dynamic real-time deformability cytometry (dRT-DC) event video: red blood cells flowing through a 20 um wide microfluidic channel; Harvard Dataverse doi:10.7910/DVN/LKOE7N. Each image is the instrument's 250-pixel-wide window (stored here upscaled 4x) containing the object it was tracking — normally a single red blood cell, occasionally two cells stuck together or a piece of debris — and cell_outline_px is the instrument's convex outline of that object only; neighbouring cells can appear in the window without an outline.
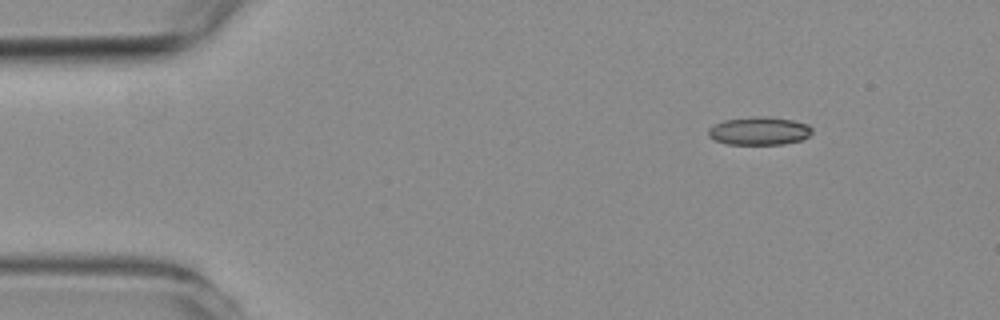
{"species": "common noctule bat (a hibernating species)", "species_latin": "Nyctalus noctula", "temperature_condition": "room temperature", "stored_images_in_passage": 4, "camera_frame_rate_fps": 3000, "um_per_image_px": 0.085, "animal": {"sex": "female", "body_mass_g": 19.3, "forearm_length_mm": 54.1}, "frame": {"image": 1, "passage_image": 1, "time_ms": 0.0, "image_size_px": [1000, 320], "cell_outline_px": [[812, 132], [804, 140], [784, 144], [728, 144], [716, 140], [708, 136], [708, 128], [724, 120], [756, 116], [768, 116], [792, 120], [808, 124], [812, 128]], "centroid_in_image_um": [64.56, 11.13], "position_along_channel_um": 20.4, "area_um2": 17.05}}
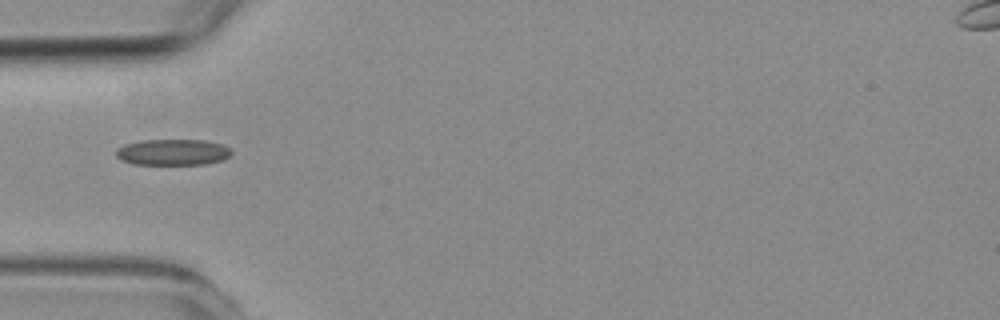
{"frame": {"image": 2, "passage_image": 4, "time_ms": 3.333, "image_size_px": [1000, 320], "cell_outline_px": [[232, 152], [228, 156], [220, 160], [208, 164], [132, 164], [120, 160], [116, 156], [116, 148], [124, 144], [140, 140], [204, 140], [224, 144]], "centroid_in_image_um": [14.64, 12.93], "position_along_channel_um": 70.4, "area_um2": 17.63}}